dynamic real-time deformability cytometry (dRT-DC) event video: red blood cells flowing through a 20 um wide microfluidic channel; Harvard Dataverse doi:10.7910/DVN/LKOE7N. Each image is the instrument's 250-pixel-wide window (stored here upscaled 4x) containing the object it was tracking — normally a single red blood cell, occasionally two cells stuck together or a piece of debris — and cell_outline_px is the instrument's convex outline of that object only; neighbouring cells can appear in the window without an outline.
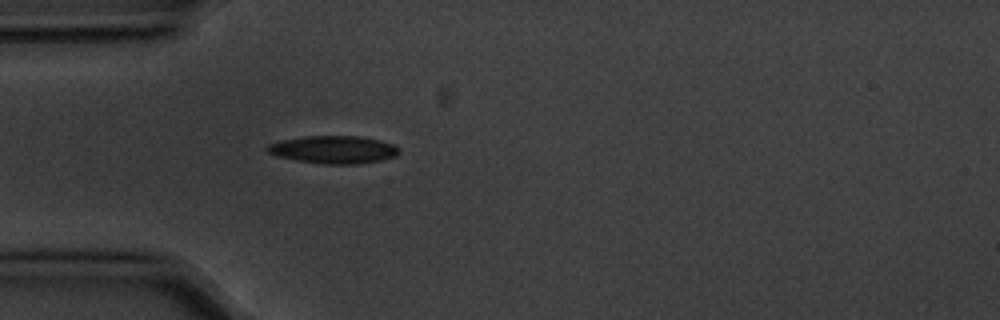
{"species": "common noctule bat (a hibernating species)", "species_latin": "Nyctalus noctula", "temperature_condition": "cold", "stored_images_in_passage": 3, "camera_frame_rate_fps": 3000, "um_per_image_px": 0.085, "animal": {"sex": "male", "body_mass_g": 20.1, "forearm_length_mm": 53.5}, "frame": {"image": 1, "passage_image": 3, "time_ms": 0.667, "image_size_px": [1000, 320], "cell_outline_px": [[400, 152], [396, 156], [380, 160], [360, 164], [324, 164], [296, 160], [276, 156], [268, 152], [264, 148], [268, 144], [280, 140], [304, 136], [360, 136], [380, 140], [396, 144], [400, 148]], "centroid_in_image_um": [28.37, 12.71], "position_along_channel_um": 56.6, "area_um2": 21.56}}